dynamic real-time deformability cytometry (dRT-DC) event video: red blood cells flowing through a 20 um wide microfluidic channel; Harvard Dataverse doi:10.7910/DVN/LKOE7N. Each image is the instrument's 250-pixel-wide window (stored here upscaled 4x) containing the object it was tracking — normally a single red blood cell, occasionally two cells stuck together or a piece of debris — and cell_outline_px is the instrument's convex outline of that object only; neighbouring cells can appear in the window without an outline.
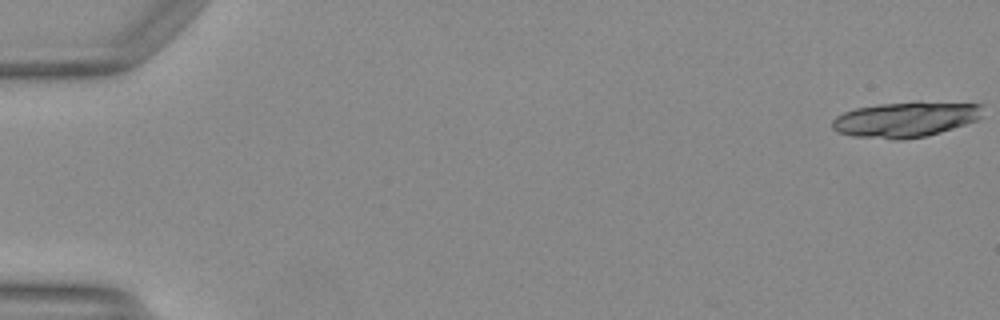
{"species": "Egyptian fruit bat (a non-hibernating species)", "species_latin": "Rousettus aegyptiacus", "temperature_condition": "warm", "stored_images_in_passage": 10, "camera_frame_rate_fps": 3000, "um_per_image_px": 0.085, "animal": {"sex": "female"}, "frame": {"image": 1, "passage_image": 1, "time_ms": 0.0, "image_size_px": [1000, 320], "cell_outline_px": [[984, 104], [980, 116], [976, 120], [940, 132], [924, 136], [904, 140], [892, 140], [852, 136], [836, 132], [832, 128], [832, 120], [836, 116], [844, 112], [856, 108], [880, 104], [916, 100], [920, 100]], "centroid_in_image_um": [76.95, 10.13], "position_along_channel_um": 8.0, "area_um2": 31.56}}